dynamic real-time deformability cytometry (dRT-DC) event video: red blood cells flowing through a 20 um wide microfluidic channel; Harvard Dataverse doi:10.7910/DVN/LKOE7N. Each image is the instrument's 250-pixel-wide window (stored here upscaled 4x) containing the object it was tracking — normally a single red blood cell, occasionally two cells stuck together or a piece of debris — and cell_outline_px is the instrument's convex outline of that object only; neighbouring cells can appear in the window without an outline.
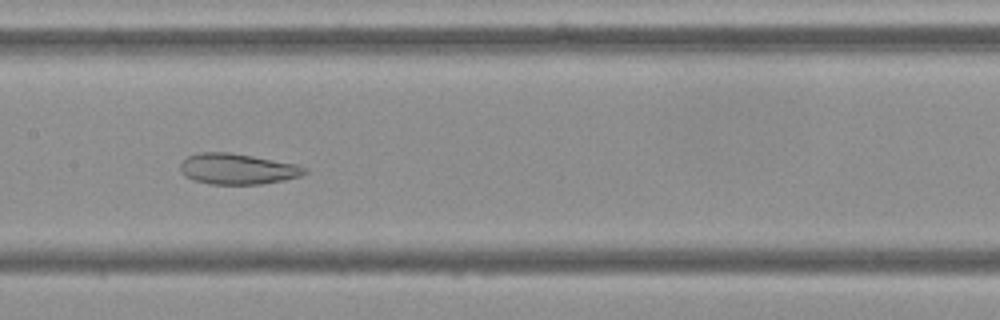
{"species": "Egyptian fruit bat (a non-hibernating species)", "species_latin": "Rousettus aegyptiacus", "temperature_condition": "cold", "stored_images_in_passage": 39, "camera_frame_rate_fps": 3000, "um_per_image_px": 0.085, "frame": {"image": 1, "passage_image": 11, "time_ms": 3.333, "image_size_px": [1000, 320], "cell_outline_px": [[308, 172], [300, 176], [284, 180], [260, 184], [208, 184], [192, 180], [184, 176], [180, 172], [180, 164], [188, 156], [196, 152], [232, 152], [296, 164], [308, 168]], "centroid_in_image_um": [20.16, 14.35], "position_along_channel_um": 187.2, "area_um2": 22.54}}
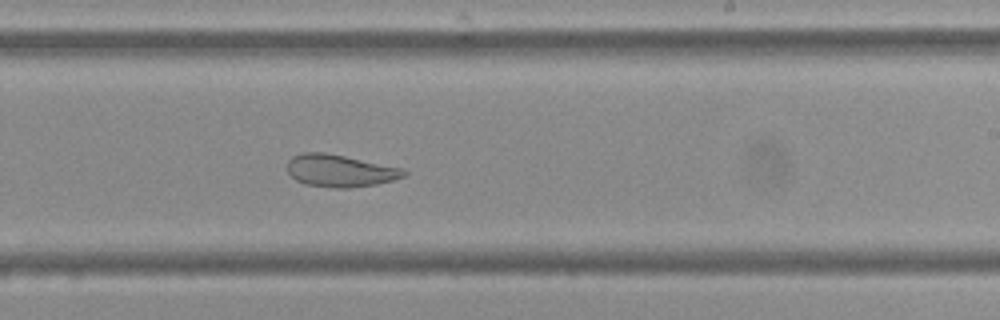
{"frame": {"image": 2, "passage_image": 17, "time_ms": 5.333, "image_size_px": [1000, 320], "cell_outline_px": [[408, 172], [404, 176], [392, 180], [376, 184], [348, 188], [332, 188], [304, 184], [296, 180], [288, 172], [288, 160], [292, 156], [300, 152], [324, 152], [404, 168]], "centroid_in_image_um": [28.88, 14.51], "position_along_channel_um": 260.1, "area_um2": 21.96}}
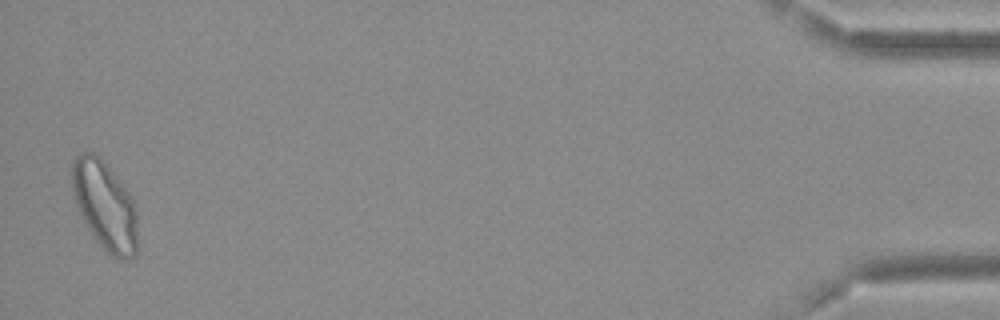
{"frame": {"image": 3, "passage_image": 38, "time_ms": 12.333, "image_size_px": [1000, 320], "cell_outline_px": [[136, 256], [128, 260], [116, 260], [92, 236], [72, 196], [68, 172], [72, 160], [80, 152], [96, 152], [100, 156], [132, 196], [136, 208]], "centroid_in_image_um": [8.86, 17.42], "position_along_channel_um": 426.3, "area_um2": 34.62}, "authors_computed_cell_mechanics": {"area_um2": 24.3338, "velocity_mm_per_s": 3.6594, "shape_relaxation_time_tau1_ms": null, "shape_relaxation_time_tau2_ms": 2.237, "deformation_change_tau1": null, "deformation_change_tau2": 0.0971}}